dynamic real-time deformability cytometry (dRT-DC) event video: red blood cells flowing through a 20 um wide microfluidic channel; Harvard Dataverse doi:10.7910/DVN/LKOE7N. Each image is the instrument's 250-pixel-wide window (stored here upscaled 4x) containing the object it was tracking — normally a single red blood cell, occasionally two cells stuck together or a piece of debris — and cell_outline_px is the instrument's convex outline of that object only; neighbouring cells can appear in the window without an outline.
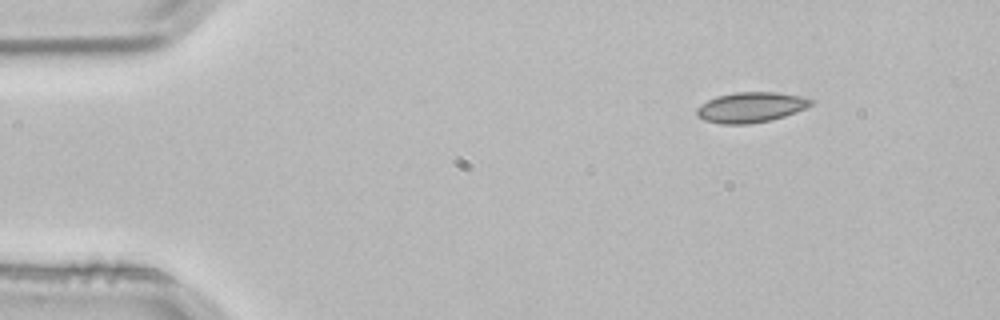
{"species": "common noctule bat (a hibernating species)", "species_latin": "Nyctalus noctula", "temperature_condition": "room temperature", "stored_images_in_passage": 3, "segment_of_instrument_passage": [2, 2], "camera_frame_rate_fps": 3000, "um_per_image_px": 0.085, "animal": {"sex": "male", "body_mass_g": 21.5, "forearm_length_mm": 52.0}, "frame": {"image": 1, "passage_image": 3, "time_ms": 0.667, "image_size_px": [1000, 320], "cell_outline_px": [[816, 100], [812, 104], [804, 108], [784, 116], [768, 120], [748, 124], [720, 124], [704, 120], [696, 116], [696, 108], [700, 104], [716, 96], [736, 92], [776, 92], [800, 96]], "centroid_in_image_um": [63.77, 9.11], "position_along_channel_um": 21.2, "area_um2": 20.11}}